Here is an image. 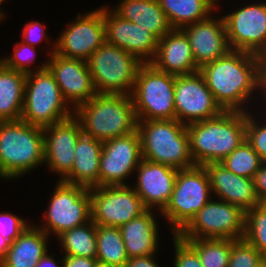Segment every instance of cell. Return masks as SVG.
<instances>
[{"label": "cell", "instance_id": "obj_1", "mask_svg": "<svg viewBox=\"0 0 266 267\" xmlns=\"http://www.w3.org/2000/svg\"><path fill=\"white\" fill-rule=\"evenodd\" d=\"M199 72L224 111L247 113L250 109L254 111L255 106L257 109L266 106V60L263 57L230 50L226 55L200 67ZM251 101L253 104H250Z\"/></svg>", "mask_w": 266, "mask_h": 267}, {"label": "cell", "instance_id": "obj_2", "mask_svg": "<svg viewBox=\"0 0 266 267\" xmlns=\"http://www.w3.org/2000/svg\"><path fill=\"white\" fill-rule=\"evenodd\" d=\"M195 165L219 163L246 140V112L224 111L219 116L186 126Z\"/></svg>", "mask_w": 266, "mask_h": 267}, {"label": "cell", "instance_id": "obj_3", "mask_svg": "<svg viewBox=\"0 0 266 267\" xmlns=\"http://www.w3.org/2000/svg\"><path fill=\"white\" fill-rule=\"evenodd\" d=\"M41 165H44L43 128L22 119L0 121V179H20Z\"/></svg>", "mask_w": 266, "mask_h": 267}, {"label": "cell", "instance_id": "obj_4", "mask_svg": "<svg viewBox=\"0 0 266 267\" xmlns=\"http://www.w3.org/2000/svg\"><path fill=\"white\" fill-rule=\"evenodd\" d=\"M82 133L104 142L137 130L131 95L96 94L74 109Z\"/></svg>", "mask_w": 266, "mask_h": 267}, {"label": "cell", "instance_id": "obj_5", "mask_svg": "<svg viewBox=\"0 0 266 267\" xmlns=\"http://www.w3.org/2000/svg\"><path fill=\"white\" fill-rule=\"evenodd\" d=\"M186 126L176 119L138 121L142 158L177 170L195 166Z\"/></svg>", "mask_w": 266, "mask_h": 267}, {"label": "cell", "instance_id": "obj_6", "mask_svg": "<svg viewBox=\"0 0 266 267\" xmlns=\"http://www.w3.org/2000/svg\"><path fill=\"white\" fill-rule=\"evenodd\" d=\"M211 198L210 179L204 166L178 170L171 198L158 216L167 221L172 235H177Z\"/></svg>", "mask_w": 266, "mask_h": 267}, {"label": "cell", "instance_id": "obj_7", "mask_svg": "<svg viewBox=\"0 0 266 267\" xmlns=\"http://www.w3.org/2000/svg\"><path fill=\"white\" fill-rule=\"evenodd\" d=\"M48 68L26 74L21 119L44 128L73 116Z\"/></svg>", "mask_w": 266, "mask_h": 267}, {"label": "cell", "instance_id": "obj_8", "mask_svg": "<svg viewBox=\"0 0 266 267\" xmlns=\"http://www.w3.org/2000/svg\"><path fill=\"white\" fill-rule=\"evenodd\" d=\"M96 93L131 95L143 64L137 57L106 41L87 60Z\"/></svg>", "mask_w": 266, "mask_h": 267}, {"label": "cell", "instance_id": "obj_9", "mask_svg": "<svg viewBox=\"0 0 266 267\" xmlns=\"http://www.w3.org/2000/svg\"><path fill=\"white\" fill-rule=\"evenodd\" d=\"M175 76L143 63L131 97L138 121L175 119Z\"/></svg>", "mask_w": 266, "mask_h": 267}, {"label": "cell", "instance_id": "obj_10", "mask_svg": "<svg viewBox=\"0 0 266 267\" xmlns=\"http://www.w3.org/2000/svg\"><path fill=\"white\" fill-rule=\"evenodd\" d=\"M50 194L42 224H36L48 236L57 238L63 232L91 220L89 189L57 180ZM53 235V236H52Z\"/></svg>", "mask_w": 266, "mask_h": 267}, {"label": "cell", "instance_id": "obj_11", "mask_svg": "<svg viewBox=\"0 0 266 267\" xmlns=\"http://www.w3.org/2000/svg\"><path fill=\"white\" fill-rule=\"evenodd\" d=\"M244 234L245 212L238 206L211 198L177 235L183 240H236L244 238Z\"/></svg>", "mask_w": 266, "mask_h": 267}, {"label": "cell", "instance_id": "obj_12", "mask_svg": "<svg viewBox=\"0 0 266 267\" xmlns=\"http://www.w3.org/2000/svg\"><path fill=\"white\" fill-rule=\"evenodd\" d=\"M251 2L222 14L228 43L231 50L246 51L266 60V0Z\"/></svg>", "mask_w": 266, "mask_h": 267}, {"label": "cell", "instance_id": "obj_13", "mask_svg": "<svg viewBox=\"0 0 266 267\" xmlns=\"http://www.w3.org/2000/svg\"><path fill=\"white\" fill-rule=\"evenodd\" d=\"M89 195L95 225L119 228L147 210L131 183L90 188Z\"/></svg>", "mask_w": 266, "mask_h": 267}, {"label": "cell", "instance_id": "obj_14", "mask_svg": "<svg viewBox=\"0 0 266 267\" xmlns=\"http://www.w3.org/2000/svg\"><path fill=\"white\" fill-rule=\"evenodd\" d=\"M56 41L55 53L87 61L106 41L103 6L92 11L77 13L75 20L67 22Z\"/></svg>", "mask_w": 266, "mask_h": 267}, {"label": "cell", "instance_id": "obj_15", "mask_svg": "<svg viewBox=\"0 0 266 267\" xmlns=\"http://www.w3.org/2000/svg\"><path fill=\"white\" fill-rule=\"evenodd\" d=\"M143 160L138 130L103 142L99 163V187L128 185Z\"/></svg>", "mask_w": 266, "mask_h": 267}, {"label": "cell", "instance_id": "obj_16", "mask_svg": "<svg viewBox=\"0 0 266 267\" xmlns=\"http://www.w3.org/2000/svg\"><path fill=\"white\" fill-rule=\"evenodd\" d=\"M174 90L175 119L180 123L188 125L215 118L224 112L199 71L175 76Z\"/></svg>", "mask_w": 266, "mask_h": 267}, {"label": "cell", "instance_id": "obj_17", "mask_svg": "<svg viewBox=\"0 0 266 267\" xmlns=\"http://www.w3.org/2000/svg\"><path fill=\"white\" fill-rule=\"evenodd\" d=\"M106 42L122 48L142 63L155 57L159 39L147 29L118 16L110 6L103 5Z\"/></svg>", "mask_w": 266, "mask_h": 267}, {"label": "cell", "instance_id": "obj_18", "mask_svg": "<svg viewBox=\"0 0 266 267\" xmlns=\"http://www.w3.org/2000/svg\"><path fill=\"white\" fill-rule=\"evenodd\" d=\"M47 61V68L56 80L64 100L73 110L97 94L87 61L66 58L55 52Z\"/></svg>", "mask_w": 266, "mask_h": 267}, {"label": "cell", "instance_id": "obj_19", "mask_svg": "<svg viewBox=\"0 0 266 267\" xmlns=\"http://www.w3.org/2000/svg\"><path fill=\"white\" fill-rule=\"evenodd\" d=\"M43 133L44 165L48 171L60 176L58 180H62L74 165L76 142L83 134L81 124L73 115L59 123L45 126Z\"/></svg>", "mask_w": 266, "mask_h": 267}, {"label": "cell", "instance_id": "obj_20", "mask_svg": "<svg viewBox=\"0 0 266 267\" xmlns=\"http://www.w3.org/2000/svg\"><path fill=\"white\" fill-rule=\"evenodd\" d=\"M135 173V184L131 186L147 209L156 210L160 214L171 198L178 170L143 159Z\"/></svg>", "mask_w": 266, "mask_h": 267}, {"label": "cell", "instance_id": "obj_21", "mask_svg": "<svg viewBox=\"0 0 266 267\" xmlns=\"http://www.w3.org/2000/svg\"><path fill=\"white\" fill-rule=\"evenodd\" d=\"M216 13L218 12L215 11L207 19L181 29L187 35L195 63L199 68L231 50L224 18Z\"/></svg>", "mask_w": 266, "mask_h": 267}, {"label": "cell", "instance_id": "obj_22", "mask_svg": "<svg viewBox=\"0 0 266 267\" xmlns=\"http://www.w3.org/2000/svg\"><path fill=\"white\" fill-rule=\"evenodd\" d=\"M204 167L209 175L213 198L238 206L244 212L261 204L253 179L236 175L220 163H209Z\"/></svg>", "mask_w": 266, "mask_h": 267}, {"label": "cell", "instance_id": "obj_23", "mask_svg": "<svg viewBox=\"0 0 266 267\" xmlns=\"http://www.w3.org/2000/svg\"><path fill=\"white\" fill-rule=\"evenodd\" d=\"M156 69L181 76L199 71L187 35L172 29L158 41L155 57L150 62Z\"/></svg>", "mask_w": 266, "mask_h": 267}, {"label": "cell", "instance_id": "obj_24", "mask_svg": "<svg viewBox=\"0 0 266 267\" xmlns=\"http://www.w3.org/2000/svg\"><path fill=\"white\" fill-rule=\"evenodd\" d=\"M156 216L155 210L147 209L119 227L128 258L159 253L161 233Z\"/></svg>", "mask_w": 266, "mask_h": 267}, {"label": "cell", "instance_id": "obj_25", "mask_svg": "<svg viewBox=\"0 0 266 267\" xmlns=\"http://www.w3.org/2000/svg\"><path fill=\"white\" fill-rule=\"evenodd\" d=\"M103 142L82 134L75 146L71 171L61 180L87 189L99 187V163Z\"/></svg>", "mask_w": 266, "mask_h": 267}, {"label": "cell", "instance_id": "obj_26", "mask_svg": "<svg viewBox=\"0 0 266 267\" xmlns=\"http://www.w3.org/2000/svg\"><path fill=\"white\" fill-rule=\"evenodd\" d=\"M51 237L32 223L10 244L0 267H35L50 250Z\"/></svg>", "mask_w": 266, "mask_h": 267}, {"label": "cell", "instance_id": "obj_27", "mask_svg": "<svg viewBox=\"0 0 266 267\" xmlns=\"http://www.w3.org/2000/svg\"><path fill=\"white\" fill-rule=\"evenodd\" d=\"M110 8L121 18L152 32L158 39L173 29L158 0H121Z\"/></svg>", "mask_w": 266, "mask_h": 267}, {"label": "cell", "instance_id": "obj_28", "mask_svg": "<svg viewBox=\"0 0 266 267\" xmlns=\"http://www.w3.org/2000/svg\"><path fill=\"white\" fill-rule=\"evenodd\" d=\"M26 73L7 68L0 61V121L21 119Z\"/></svg>", "mask_w": 266, "mask_h": 267}, {"label": "cell", "instance_id": "obj_29", "mask_svg": "<svg viewBox=\"0 0 266 267\" xmlns=\"http://www.w3.org/2000/svg\"><path fill=\"white\" fill-rule=\"evenodd\" d=\"M158 2L173 29H183L219 11L218 0H158Z\"/></svg>", "mask_w": 266, "mask_h": 267}, {"label": "cell", "instance_id": "obj_30", "mask_svg": "<svg viewBox=\"0 0 266 267\" xmlns=\"http://www.w3.org/2000/svg\"><path fill=\"white\" fill-rule=\"evenodd\" d=\"M56 240L62 248V255L96 258V225L92 220L63 232Z\"/></svg>", "mask_w": 266, "mask_h": 267}, {"label": "cell", "instance_id": "obj_31", "mask_svg": "<svg viewBox=\"0 0 266 267\" xmlns=\"http://www.w3.org/2000/svg\"><path fill=\"white\" fill-rule=\"evenodd\" d=\"M97 255L99 262L125 267L128 256L120 228L96 225Z\"/></svg>", "mask_w": 266, "mask_h": 267}, {"label": "cell", "instance_id": "obj_32", "mask_svg": "<svg viewBox=\"0 0 266 267\" xmlns=\"http://www.w3.org/2000/svg\"><path fill=\"white\" fill-rule=\"evenodd\" d=\"M203 267H228L232 239H190Z\"/></svg>", "mask_w": 266, "mask_h": 267}, {"label": "cell", "instance_id": "obj_33", "mask_svg": "<svg viewBox=\"0 0 266 267\" xmlns=\"http://www.w3.org/2000/svg\"><path fill=\"white\" fill-rule=\"evenodd\" d=\"M219 163L236 175L253 179L256 171L264 161L253 150L251 145L244 140Z\"/></svg>", "mask_w": 266, "mask_h": 267}, {"label": "cell", "instance_id": "obj_34", "mask_svg": "<svg viewBox=\"0 0 266 267\" xmlns=\"http://www.w3.org/2000/svg\"><path fill=\"white\" fill-rule=\"evenodd\" d=\"M244 239L266 258V205L245 212Z\"/></svg>", "mask_w": 266, "mask_h": 267}, {"label": "cell", "instance_id": "obj_35", "mask_svg": "<svg viewBox=\"0 0 266 267\" xmlns=\"http://www.w3.org/2000/svg\"><path fill=\"white\" fill-rule=\"evenodd\" d=\"M13 53L7 56L0 57V61L7 67L23 73H30L34 71H40L47 68V59L38 65L33 66L35 59L37 58L36 47L29 44H25L21 41L15 42ZM38 66V67H37ZM34 67V68H33Z\"/></svg>", "mask_w": 266, "mask_h": 267}, {"label": "cell", "instance_id": "obj_36", "mask_svg": "<svg viewBox=\"0 0 266 267\" xmlns=\"http://www.w3.org/2000/svg\"><path fill=\"white\" fill-rule=\"evenodd\" d=\"M246 141L266 162V106L255 108L254 113L253 110L246 113Z\"/></svg>", "mask_w": 266, "mask_h": 267}, {"label": "cell", "instance_id": "obj_37", "mask_svg": "<svg viewBox=\"0 0 266 267\" xmlns=\"http://www.w3.org/2000/svg\"><path fill=\"white\" fill-rule=\"evenodd\" d=\"M266 258L244 238L232 240L228 267H260Z\"/></svg>", "mask_w": 266, "mask_h": 267}, {"label": "cell", "instance_id": "obj_38", "mask_svg": "<svg viewBox=\"0 0 266 267\" xmlns=\"http://www.w3.org/2000/svg\"><path fill=\"white\" fill-rule=\"evenodd\" d=\"M45 28V24L40 21H28L23 26L21 42L34 47H37V44L47 42L45 44H48L49 47L46 46L47 50L45 51V54L47 53V57H49L56 50V41L53 42L52 38L49 39L48 34L46 32L47 30Z\"/></svg>", "mask_w": 266, "mask_h": 267}, {"label": "cell", "instance_id": "obj_39", "mask_svg": "<svg viewBox=\"0 0 266 267\" xmlns=\"http://www.w3.org/2000/svg\"><path fill=\"white\" fill-rule=\"evenodd\" d=\"M173 267H203L196 250L178 235H172Z\"/></svg>", "mask_w": 266, "mask_h": 267}, {"label": "cell", "instance_id": "obj_40", "mask_svg": "<svg viewBox=\"0 0 266 267\" xmlns=\"http://www.w3.org/2000/svg\"><path fill=\"white\" fill-rule=\"evenodd\" d=\"M31 224V221L29 223L12 212H0V235L10 243L14 242Z\"/></svg>", "mask_w": 266, "mask_h": 267}, {"label": "cell", "instance_id": "obj_41", "mask_svg": "<svg viewBox=\"0 0 266 267\" xmlns=\"http://www.w3.org/2000/svg\"><path fill=\"white\" fill-rule=\"evenodd\" d=\"M253 181L260 203L266 205V162L256 171Z\"/></svg>", "mask_w": 266, "mask_h": 267}, {"label": "cell", "instance_id": "obj_42", "mask_svg": "<svg viewBox=\"0 0 266 267\" xmlns=\"http://www.w3.org/2000/svg\"><path fill=\"white\" fill-rule=\"evenodd\" d=\"M96 258L63 255V267H96Z\"/></svg>", "mask_w": 266, "mask_h": 267}, {"label": "cell", "instance_id": "obj_43", "mask_svg": "<svg viewBox=\"0 0 266 267\" xmlns=\"http://www.w3.org/2000/svg\"><path fill=\"white\" fill-rule=\"evenodd\" d=\"M156 255L129 258L125 267H161L159 262H157Z\"/></svg>", "mask_w": 266, "mask_h": 267}, {"label": "cell", "instance_id": "obj_44", "mask_svg": "<svg viewBox=\"0 0 266 267\" xmlns=\"http://www.w3.org/2000/svg\"><path fill=\"white\" fill-rule=\"evenodd\" d=\"M50 253L47 251L46 254L42 257V259L36 264L35 267H63V255L60 260H56L53 256L54 254L49 255Z\"/></svg>", "mask_w": 266, "mask_h": 267}, {"label": "cell", "instance_id": "obj_45", "mask_svg": "<svg viewBox=\"0 0 266 267\" xmlns=\"http://www.w3.org/2000/svg\"><path fill=\"white\" fill-rule=\"evenodd\" d=\"M10 242L0 235V262L5 258Z\"/></svg>", "mask_w": 266, "mask_h": 267}, {"label": "cell", "instance_id": "obj_46", "mask_svg": "<svg viewBox=\"0 0 266 267\" xmlns=\"http://www.w3.org/2000/svg\"><path fill=\"white\" fill-rule=\"evenodd\" d=\"M96 267H120V266L113 265V264L102 263V262L98 261Z\"/></svg>", "mask_w": 266, "mask_h": 267}, {"label": "cell", "instance_id": "obj_47", "mask_svg": "<svg viewBox=\"0 0 266 267\" xmlns=\"http://www.w3.org/2000/svg\"><path fill=\"white\" fill-rule=\"evenodd\" d=\"M6 2V0H0V5L2 6V3ZM3 7H0V17L4 20L6 18V12L2 10Z\"/></svg>", "mask_w": 266, "mask_h": 267}, {"label": "cell", "instance_id": "obj_48", "mask_svg": "<svg viewBox=\"0 0 266 267\" xmlns=\"http://www.w3.org/2000/svg\"><path fill=\"white\" fill-rule=\"evenodd\" d=\"M260 267H266V262L263 265H261Z\"/></svg>", "mask_w": 266, "mask_h": 267}]
</instances>
